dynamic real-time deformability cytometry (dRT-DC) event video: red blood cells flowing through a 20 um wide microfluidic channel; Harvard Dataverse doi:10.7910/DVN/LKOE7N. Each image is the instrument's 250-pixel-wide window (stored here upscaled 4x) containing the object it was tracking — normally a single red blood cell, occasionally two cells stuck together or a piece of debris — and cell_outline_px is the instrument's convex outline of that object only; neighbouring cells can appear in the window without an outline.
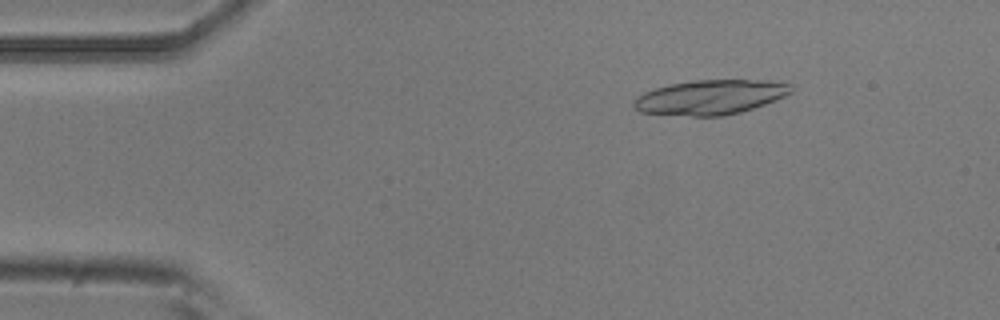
{"species": "common noctule bat (a hibernating species)", "species_latin": "Nyctalus noctula", "temperature_condition": "room temperature", "stored_images_in_passage": 52, "camera_frame_rate_fps": 3000, "um_per_image_px": 0.085, "animal": {"sex": "male", "body_mass_g": 20.5, "forearm_length_mm": 52.5}, "frame": {"image": 1, "passage_image": 7, "time_ms": 2.0, "image_size_px": [1000, 320], "cell_outline_px": [[792, 92], [776, 100], [740, 112], [724, 116], [692, 116], [640, 112], [632, 108], [632, 104], [636, 96], [644, 92], [668, 84], [692, 80], [768, 80], [792, 84]], "centroid_in_image_um": [60.35, 8.26], "position_along_channel_um": 24.6, "area_um2": 31.91}}